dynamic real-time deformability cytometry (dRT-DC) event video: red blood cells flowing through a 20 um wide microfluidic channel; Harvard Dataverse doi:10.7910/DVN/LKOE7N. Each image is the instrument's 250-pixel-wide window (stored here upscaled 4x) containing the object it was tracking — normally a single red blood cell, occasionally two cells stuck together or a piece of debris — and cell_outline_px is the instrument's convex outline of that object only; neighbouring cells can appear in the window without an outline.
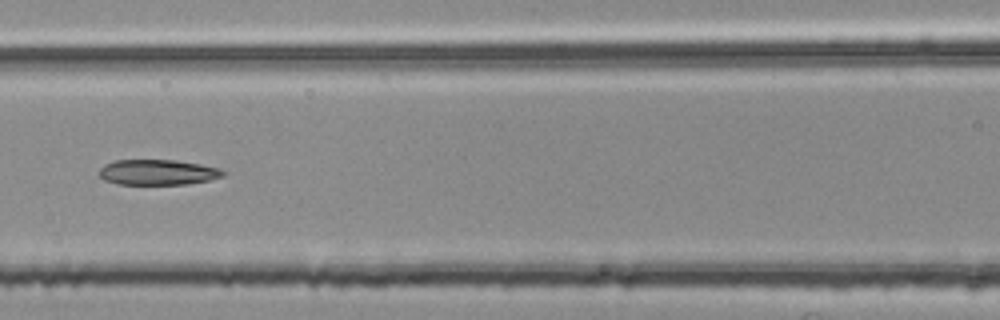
{"species": "common noctule bat (a hibernating species)", "species_latin": "Nyctalus noctula", "temperature_condition": "room temperature", "stored_images_in_passage": 55, "segment_of_instrument_passage": [2, 3], "camera_frame_rate_fps": 3000, "um_per_image_px": 0.085, "animal": {"sex": "female", "body_mass_g": 25.1}, "frame": {"image": 1, "passage_image": 24, "time_ms": 7.667, "image_size_px": [1000, 320], "cell_outline_px": [[228, 172], [224, 176], [208, 180], [188, 184], [116, 184], [104, 180], [100, 176], [100, 168], [104, 164], [116, 160], [176, 160], [200, 164], [220, 168]], "centroid_in_image_um": [13.43, 14.64], "position_along_channel_um": 153.2, "area_um2": 18.44}}
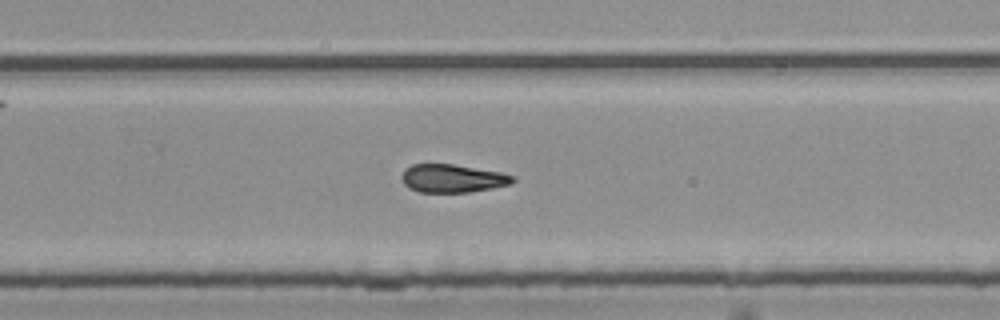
{"frame": {"image": 2, "passage_image": 35, "time_ms": 11.333, "image_size_px": [1000, 320], "cell_outline_px": [[516, 180], [512, 184], [492, 188], [468, 192], [420, 192], [408, 188], [404, 184], [400, 176], [404, 168], [412, 164], [452, 164], [500, 172], [512, 176]], "centroid_in_image_um": [38.42, 15.16], "position_along_channel_um": 291.4, "area_um2": 18.26}}
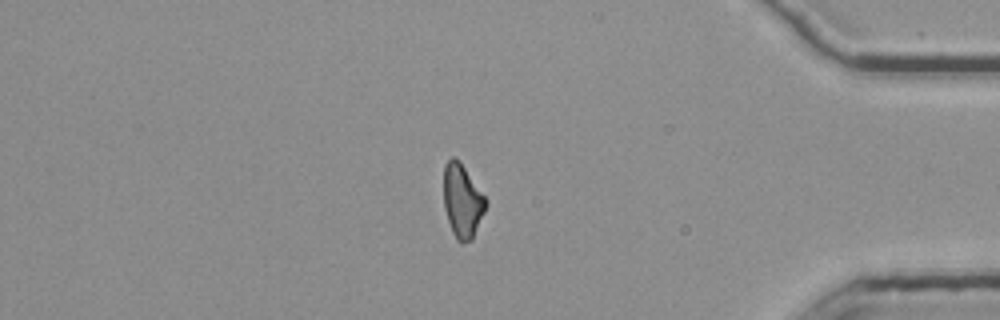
{"frame": {"image": 3, "passage_image": 46, "time_ms": 15.0, "image_size_px": [1000, 320], "cell_outline_px": [[484, 212], [472, 240], [460, 244], [456, 240], [452, 232], [444, 208], [444, 164], [452, 156], [464, 168], [484, 196]], "centroid_in_image_um": [39.26, 17.14], "position_along_channel_um": 395.9, "area_um2": 17.51}}